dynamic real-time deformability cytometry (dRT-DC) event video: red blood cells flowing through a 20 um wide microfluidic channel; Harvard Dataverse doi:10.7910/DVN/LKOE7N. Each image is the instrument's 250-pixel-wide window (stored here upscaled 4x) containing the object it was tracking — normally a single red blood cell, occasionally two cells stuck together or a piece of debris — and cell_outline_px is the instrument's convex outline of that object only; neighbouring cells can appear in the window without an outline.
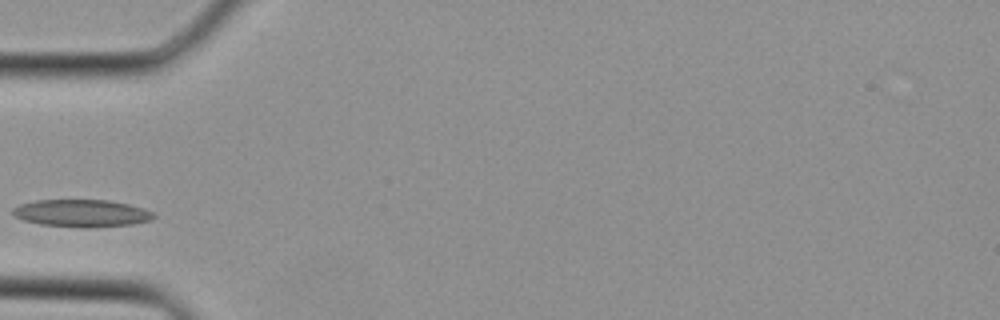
{"species": "Egyptian fruit bat (a non-hibernating species)", "species_latin": "Rousettus aegyptiacus", "temperature_condition": "cold", "stored_images_in_passage": 25, "camera_frame_rate_fps": 3000, "um_per_image_px": 0.085, "animal": {"sex": "female"}, "frame": {"image": 1, "passage_image": 1, "time_ms": 0.0, "image_size_px": [1000, 320], "cell_outline_px": [[156, 216], [152, 220], [132, 224], [96, 228], [88, 228], [40, 224], [24, 220], [12, 216], [12, 208], [20, 204], [36, 200], [108, 200], [128, 204], [144, 208], [152, 212]], "centroid_in_image_um": [6.94, 18.13], "position_along_channel_um": 78.1, "area_um2": 22.66}}
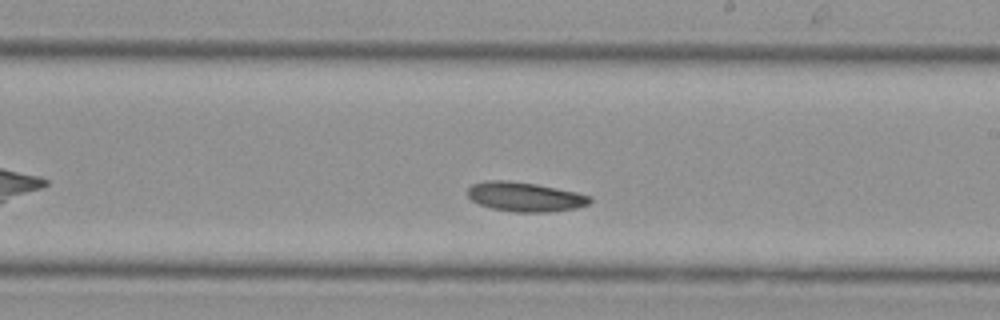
{"frame": {"image": 2, "passage_image": 10, "time_ms": 3.0, "image_size_px": [1000, 320], "cell_outline_px": [[592, 200], [588, 204], [576, 208], [548, 212], [516, 212], [492, 208], [480, 204], [472, 200], [468, 196], [468, 188], [472, 184], [484, 180], [508, 180], [536, 184], [576, 192], [592, 196]], "centroid_in_image_um": [44.62, 16.72], "position_along_channel_um": 244.4, "area_um2": 20.92}}
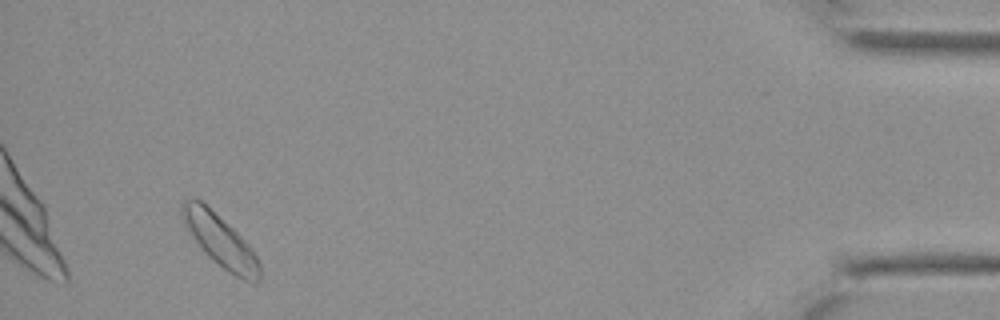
{"frame": {"image": 3, "passage_image": 23, "time_ms": 7.333, "image_size_px": [1000, 320], "cell_outline_px": [[260, 280], [256, 284], [252, 284], [228, 272], [212, 260], [208, 256], [196, 240], [188, 228], [180, 212], [180, 204], [184, 200], [200, 200], [232, 228], [252, 248], [260, 264]], "centroid_in_image_um": [18.77, 20.52], "position_along_channel_um": 416.4, "area_um2": 22.89}}